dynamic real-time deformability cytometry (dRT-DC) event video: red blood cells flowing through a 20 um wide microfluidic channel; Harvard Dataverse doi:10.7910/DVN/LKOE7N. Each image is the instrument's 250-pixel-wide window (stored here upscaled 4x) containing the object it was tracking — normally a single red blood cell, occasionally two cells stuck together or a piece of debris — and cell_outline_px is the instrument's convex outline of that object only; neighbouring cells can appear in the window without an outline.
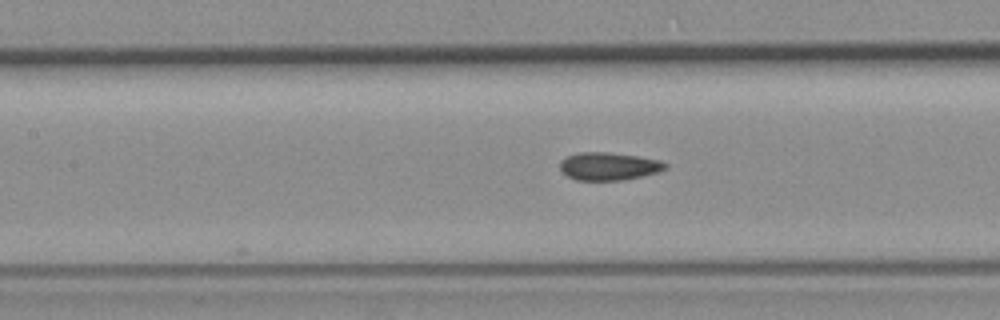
{"species": "common noctule bat (a hibernating species)", "species_latin": "Nyctalus noctula", "temperature_condition": "room temperature", "stored_images_in_passage": 12, "camera_frame_rate_fps": 3000, "um_per_image_px": 0.085, "animal": {"sex": "female", "body_mass_g": 19.3, "forearm_length_mm": 54.1}, "frame": {"image": 1, "passage_image": 12, "time_ms": 3.667, "image_size_px": [1000, 320], "cell_outline_px": [[668, 168], [660, 172], [624, 180], [576, 180], [568, 176], [560, 168], [560, 160], [568, 156], [580, 152], [608, 152], [636, 156], [660, 160], [668, 164]], "centroid_in_image_um": [51.78, 14.13], "position_along_channel_um": 155.6, "area_um2": 17.11}}